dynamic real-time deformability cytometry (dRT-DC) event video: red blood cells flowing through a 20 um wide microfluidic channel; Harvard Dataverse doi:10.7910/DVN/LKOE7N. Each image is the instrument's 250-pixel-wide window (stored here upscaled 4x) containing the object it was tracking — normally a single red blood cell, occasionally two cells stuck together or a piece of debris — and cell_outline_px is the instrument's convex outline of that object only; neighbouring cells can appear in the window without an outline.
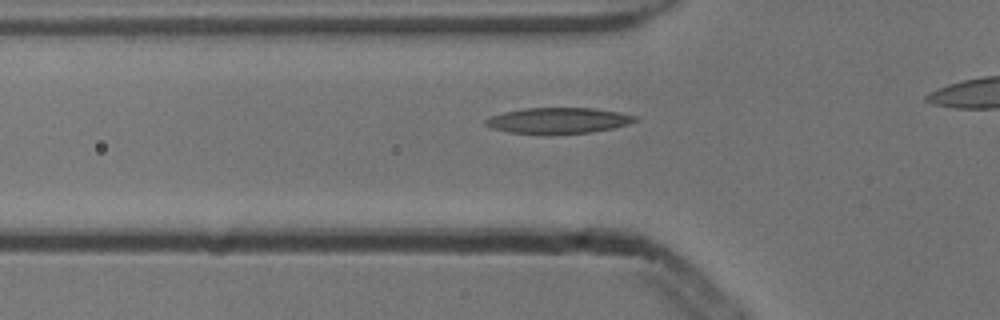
{"species": "common noctule bat (a hibernating species)", "species_latin": "Nyctalus noctula", "temperature_condition": "cold", "stored_images_in_passage": 31, "camera_frame_rate_fps": 3000, "um_per_image_px": 0.085, "animal": {"sex": "male", "body_mass_g": 13.3}, "frame": {"image": 1, "passage_image": 3, "time_ms": 0.667, "image_size_px": [1000, 320], "cell_outline_px": [[640, 120], [628, 124], [612, 128], [592, 132], [508, 132], [492, 128], [484, 124], [484, 120], [492, 116], [504, 112], [524, 108], [596, 108], [620, 112], [636, 116]], "centroid_in_image_um": [47.5, 10.21], "position_along_channel_um": 78.3, "area_um2": 21.91}}
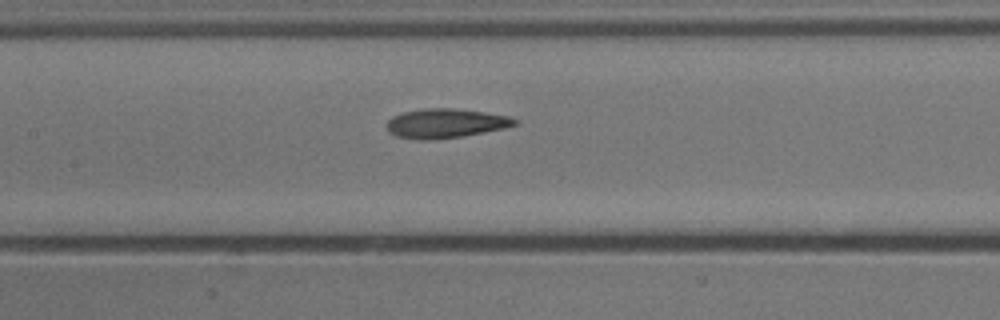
{"frame": {"image": 2, "passage_image": 10, "time_ms": 3.0, "image_size_px": [1000, 320], "cell_outline_px": [[520, 124], [504, 128], [464, 136], [428, 140], [420, 140], [396, 136], [388, 132], [388, 120], [392, 116], [400, 112], [424, 108], [452, 108], [484, 112], [508, 116], [520, 120]], "centroid_in_image_um": [37.88, 10.48], "position_along_channel_um": 169.5, "area_um2": 22.02}}
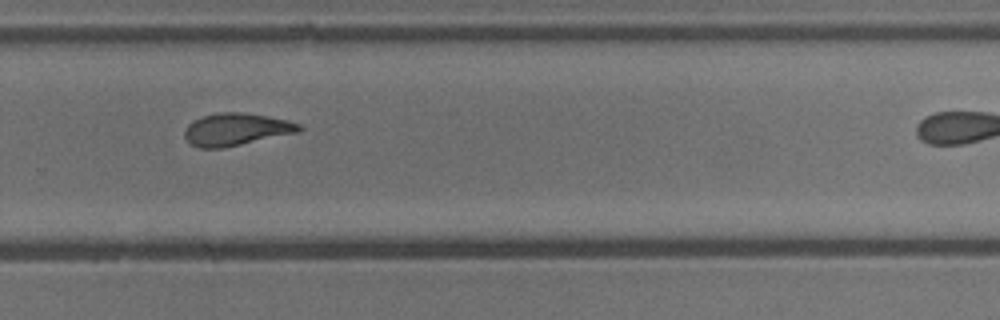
{"frame": {"image": 3, "passage_image": 21, "time_ms": 6.667, "image_size_px": [1000, 320], "cell_outline_px": [[304, 128], [300, 132], [224, 148], [200, 148], [192, 144], [184, 136], [184, 128], [192, 120], [204, 116], [220, 112], [244, 112], [268, 116], [288, 120], [300, 124]], "centroid_in_image_um": [20.1, 10.99], "position_along_channel_um": 309.7, "area_um2": 21.79}, "authors_computed_cell_mechanics": {"area_um2": 21.5016, "velocity_mm_per_s": 3.8416, "shape_relaxation_time_tau1_ms": 4.9628, "shape_relaxation_time_tau2_ms": 2.0295, "deformation_change_tau1": 0.1758, "deformation_change_tau2": 0.0975}}